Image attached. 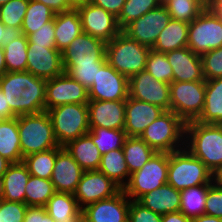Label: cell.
Instances as JSON below:
<instances>
[{
    "mask_svg": "<svg viewBox=\"0 0 222 222\" xmlns=\"http://www.w3.org/2000/svg\"><path fill=\"white\" fill-rule=\"evenodd\" d=\"M46 83L28 71L6 72L0 78V89L10 110L20 116L45 111Z\"/></svg>",
    "mask_w": 222,
    "mask_h": 222,
    "instance_id": "1",
    "label": "cell"
},
{
    "mask_svg": "<svg viewBox=\"0 0 222 222\" xmlns=\"http://www.w3.org/2000/svg\"><path fill=\"white\" fill-rule=\"evenodd\" d=\"M185 148L212 173L222 168V124L187 122Z\"/></svg>",
    "mask_w": 222,
    "mask_h": 222,
    "instance_id": "2",
    "label": "cell"
},
{
    "mask_svg": "<svg viewBox=\"0 0 222 222\" xmlns=\"http://www.w3.org/2000/svg\"><path fill=\"white\" fill-rule=\"evenodd\" d=\"M18 132L23 158L59 146L47 111L18 116Z\"/></svg>",
    "mask_w": 222,
    "mask_h": 222,
    "instance_id": "3",
    "label": "cell"
},
{
    "mask_svg": "<svg viewBox=\"0 0 222 222\" xmlns=\"http://www.w3.org/2000/svg\"><path fill=\"white\" fill-rule=\"evenodd\" d=\"M150 50L121 31L106 43V62L129 79L145 70Z\"/></svg>",
    "mask_w": 222,
    "mask_h": 222,
    "instance_id": "4",
    "label": "cell"
},
{
    "mask_svg": "<svg viewBox=\"0 0 222 222\" xmlns=\"http://www.w3.org/2000/svg\"><path fill=\"white\" fill-rule=\"evenodd\" d=\"M213 173L185 147L168 153V181L176 190L213 184Z\"/></svg>",
    "mask_w": 222,
    "mask_h": 222,
    "instance_id": "5",
    "label": "cell"
},
{
    "mask_svg": "<svg viewBox=\"0 0 222 222\" xmlns=\"http://www.w3.org/2000/svg\"><path fill=\"white\" fill-rule=\"evenodd\" d=\"M186 123L173 111H164L143 131V139L156 152L179 150L185 147Z\"/></svg>",
    "mask_w": 222,
    "mask_h": 222,
    "instance_id": "6",
    "label": "cell"
},
{
    "mask_svg": "<svg viewBox=\"0 0 222 222\" xmlns=\"http://www.w3.org/2000/svg\"><path fill=\"white\" fill-rule=\"evenodd\" d=\"M59 146L90 131L88 104H65L47 110Z\"/></svg>",
    "mask_w": 222,
    "mask_h": 222,
    "instance_id": "7",
    "label": "cell"
},
{
    "mask_svg": "<svg viewBox=\"0 0 222 222\" xmlns=\"http://www.w3.org/2000/svg\"><path fill=\"white\" fill-rule=\"evenodd\" d=\"M168 181V153L156 152L138 171L130 175L122 189L130 200H139L144 194L160 188Z\"/></svg>",
    "mask_w": 222,
    "mask_h": 222,
    "instance_id": "8",
    "label": "cell"
},
{
    "mask_svg": "<svg viewBox=\"0 0 222 222\" xmlns=\"http://www.w3.org/2000/svg\"><path fill=\"white\" fill-rule=\"evenodd\" d=\"M222 46V16L208 7L189 23L187 47L195 54Z\"/></svg>",
    "mask_w": 222,
    "mask_h": 222,
    "instance_id": "9",
    "label": "cell"
},
{
    "mask_svg": "<svg viewBox=\"0 0 222 222\" xmlns=\"http://www.w3.org/2000/svg\"><path fill=\"white\" fill-rule=\"evenodd\" d=\"M206 80L170 83V111L185 123L195 121L204 107Z\"/></svg>",
    "mask_w": 222,
    "mask_h": 222,
    "instance_id": "10",
    "label": "cell"
},
{
    "mask_svg": "<svg viewBox=\"0 0 222 222\" xmlns=\"http://www.w3.org/2000/svg\"><path fill=\"white\" fill-rule=\"evenodd\" d=\"M75 8L79 13L84 33L107 43L122 31L118 25L117 17L102 7L88 2Z\"/></svg>",
    "mask_w": 222,
    "mask_h": 222,
    "instance_id": "11",
    "label": "cell"
},
{
    "mask_svg": "<svg viewBox=\"0 0 222 222\" xmlns=\"http://www.w3.org/2000/svg\"><path fill=\"white\" fill-rule=\"evenodd\" d=\"M122 189L99 170L84 171L73 196L76 198L79 208L111 198Z\"/></svg>",
    "mask_w": 222,
    "mask_h": 222,
    "instance_id": "12",
    "label": "cell"
},
{
    "mask_svg": "<svg viewBox=\"0 0 222 222\" xmlns=\"http://www.w3.org/2000/svg\"><path fill=\"white\" fill-rule=\"evenodd\" d=\"M129 79L105 62L98 70L93 85L88 89L89 100L118 101L129 96Z\"/></svg>",
    "mask_w": 222,
    "mask_h": 222,
    "instance_id": "13",
    "label": "cell"
},
{
    "mask_svg": "<svg viewBox=\"0 0 222 222\" xmlns=\"http://www.w3.org/2000/svg\"><path fill=\"white\" fill-rule=\"evenodd\" d=\"M88 89L67 73L47 79L45 111L65 104L88 103Z\"/></svg>",
    "mask_w": 222,
    "mask_h": 222,
    "instance_id": "14",
    "label": "cell"
},
{
    "mask_svg": "<svg viewBox=\"0 0 222 222\" xmlns=\"http://www.w3.org/2000/svg\"><path fill=\"white\" fill-rule=\"evenodd\" d=\"M170 20L171 16L162 4L160 7L150 10L138 19L133 20L122 29V32L140 44L152 48L158 35Z\"/></svg>",
    "mask_w": 222,
    "mask_h": 222,
    "instance_id": "15",
    "label": "cell"
},
{
    "mask_svg": "<svg viewBox=\"0 0 222 222\" xmlns=\"http://www.w3.org/2000/svg\"><path fill=\"white\" fill-rule=\"evenodd\" d=\"M129 97L170 111V84L156 80L146 70L129 78Z\"/></svg>",
    "mask_w": 222,
    "mask_h": 222,
    "instance_id": "16",
    "label": "cell"
},
{
    "mask_svg": "<svg viewBox=\"0 0 222 222\" xmlns=\"http://www.w3.org/2000/svg\"><path fill=\"white\" fill-rule=\"evenodd\" d=\"M63 65L106 62V43L82 32L61 52Z\"/></svg>",
    "mask_w": 222,
    "mask_h": 222,
    "instance_id": "17",
    "label": "cell"
},
{
    "mask_svg": "<svg viewBox=\"0 0 222 222\" xmlns=\"http://www.w3.org/2000/svg\"><path fill=\"white\" fill-rule=\"evenodd\" d=\"M26 71L36 77L52 79L64 73L61 51L28 44Z\"/></svg>",
    "mask_w": 222,
    "mask_h": 222,
    "instance_id": "18",
    "label": "cell"
},
{
    "mask_svg": "<svg viewBox=\"0 0 222 222\" xmlns=\"http://www.w3.org/2000/svg\"><path fill=\"white\" fill-rule=\"evenodd\" d=\"M130 199L121 190L115 196L100 200L82 209L84 222H125Z\"/></svg>",
    "mask_w": 222,
    "mask_h": 222,
    "instance_id": "19",
    "label": "cell"
},
{
    "mask_svg": "<svg viewBox=\"0 0 222 222\" xmlns=\"http://www.w3.org/2000/svg\"><path fill=\"white\" fill-rule=\"evenodd\" d=\"M165 110L161 107L129 97L125 100V127L129 137H140L143 131Z\"/></svg>",
    "mask_w": 222,
    "mask_h": 222,
    "instance_id": "20",
    "label": "cell"
},
{
    "mask_svg": "<svg viewBox=\"0 0 222 222\" xmlns=\"http://www.w3.org/2000/svg\"><path fill=\"white\" fill-rule=\"evenodd\" d=\"M87 104L90 128L124 129L125 100H89Z\"/></svg>",
    "mask_w": 222,
    "mask_h": 222,
    "instance_id": "21",
    "label": "cell"
},
{
    "mask_svg": "<svg viewBox=\"0 0 222 222\" xmlns=\"http://www.w3.org/2000/svg\"><path fill=\"white\" fill-rule=\"evenodd\" d=\"M84 170L64 147H57L56 161L51 181L56 192L71 193L76 190Z\"/></svg>",
    "mask_w": 222,
    "mask_h": 222,
    "instance_id": "22",
    "label": "cell"
},
{
    "mask_svg": "<svg viewBox=\"0 0 222 222\" xmlns=\"http://www.w3.org/2000/svg\"><path fill=\"white\" fill-rule=\"evenodd\" d=\"M165 54L172 66L173 81L205 80L201 56L195 54L187 46Z\"/></svg>",
    "mask_w": 222,
    "mask_h": 222,
    "instance_id": "23",
    "label": "cell"
},
{
    "mask_svg": "<svg viewBox=\"0 0 222 222\" xmlns=\"http://www.w3.org/2000/svg\"><path fill=\"white\" fill-rule=\"evenodd\" d=\"M30 173L21 163H12L0 181V198L10 202L25 203V186Z\"/></svg>",
    "mask_w": 222,
    "mask_h": 222,
    "instance_id": "24",
    "label": "cell"
},
{
    "mask_svg": "<svg viewBox=\"0 0 222 222\" xmlns=\"http://www.w3.org/2000/svg\"><path fill=\"white\" fill-rule=\"evenodd\" d=\"M44 208L55 222H84L83 211L71 193L56 192Z\"/></svg>",
    "mask_w": 222,
    "mask_h": 222,
    "instance_id": "25",
    "label": "cell"
},
{
    "mask_svg": "<svg viewBox=\"0 0 222 222\" xmlns=\"http://www.w3.org/2000/svg\"><path fill=\"white\" fill-rule=\"evenodd\" d=\"M147 209L161 215L180 210V191L166 183L144 194L139 200Z\"/></svg>",
    "mask_w": 222,
    "mask_h": 222,
    "instance_id": "26",
    "label": "cell"
},
{
    "mask_svg": "<svg viewBox=\"0 0 222 222\" xmlns=\"http://www.w3.org/2000/svg\"><path fill=\"white\" fill-rule=\"evenodd\" d=\"M54 26L55 46L61 52L83 32L81 19L76 8L55 14Z\"/></svg>",
    "mask_w": 222,
    "mask_h": 222,
    "instance_id": "27",
    "label": "cell"
},
{
    "mask_svg": "<svg viewBox=\"0 0 222 222\" xmlns=\"http://www.w3.org/2000/svg\"><path fill=\"white\" fill-rule=\"evenodd\" d=\"M84 170H98L102 154L88 134L68 142L63 146Z\"/></svg>",
    "mask_w": 222,
    "mask_h": 222,
    "instance_id": "28",
    "label": "cell"
},
{
    "mask_svg": "<svg viewBox=\"0 0 222 222\" xmlns=\"http://www.w3.org/2000/svg\"><path fill=\"white\" fill-rule=\"evenodd\" d=\"M195 121L203 124H222V78L206 80L204 107Z\"/></svg>",
    "mask_w": 222,
    "mask_h": 222,
    "instance_id": "29",
    "label": "cell"
},
{
    "mask_svg": "<svg viewBox=\"0 0 222 222\" xmlns=\"http://www.w3.org/2000/svg\"><path fill=\"white\" fill-rule=\"evenodd\" d=\"M189 24L171 19L167 26L160 32L151 48L154 51L168 53L172 50L187 46Z\"/></svg>",
    "mask_w": 222,
    "mask_h": 222,
    "instance_id": "30",
    "label": "cell"
},
{
    "mask_svg": "<svg viewBox=\"0 0 222 222\" xmlns=\"http://www.w3.org/2000/svg\"><path fill=\"white\" fill-rule=\"evenodd\" d=\"M0 155L11 163L23 161L18 132V116L0 121Z\"/></svg>",
    "mask_w": 222,
    "mask_h": 222,
    "instance_id": "31",
    "label": "cell"
},
{
    "mask_svg": "<svg viewBox=\"0 0 222 222\" xmlns=\"http://www.w3.org/2000/svg\"><path fill=\"white\" fill-rule=\"evenodd\" d=\"M99 171L123 189L129 181L130 173L122 148L111 150L101 156Z\"/></svg>",
    "mask_w": 222,
    "mask_h": 222,
    "instance_id": "32",
    "label": "cell"
},
{
    "mask_svg": "<svg viewBox=\"0 0 222 222\" xmlns=\"http://www.w3.org/2000/svg\"><path fill=\"white\" fill-rule=\"evenodd\" d=\"M122 150L130 174L140 170L156 153L140 137L129 136L125 139Z\"/></svg>",
    "mask_w": 222,
    "mask_h": 222,
    "instance_id": "33",
    "label": "cell"
},
{
    "mask_svg": "<svg viewBox=\"0 0 222 222\" xmlns=\"http://www.w3.org/2000/svg\"><path fill=\"white\" fill-rule=\"evenodd\" d=\"M212 184L192 186L180 191V212L188 218L205 214L208 189Z\"/></svg>",
    "mask_w": 222,
    "mask_h": 222,
    "instance_id": "34",
    "label": "cell"
},
{
    "mask_svg": "<svg viewBox=\"0 0 222 222\" xmlns=\"http://www.w3.org/2000/svg\"><path fill=\"white\" fill-rule=\"evenodd\" d=\"M55 12L41 2L29 0V5L23 18L21 32L28 36L39 30L43 24L50 22Z\"/></svg>",
    "mask_w": 222,
    "mask_h": 222,
    "instance_id": "35",
    "label": "cell"
},
{
    "mask_svg": "<svg viewBox=\"0 0 222 222\" xmlns=\"http://www.w3.org/2000/svg\"><path fill=\"white\" fill-rule=\"evenodd\" d=\"M55 193L56 190L50 179L30 175L25 186V204L27 206L44 207Z\"/></svg>",
    "mask_w": 222,
    "mask_h": 222,
    "instance_id": "36",
    "label": "cell"
},
{
    "mask_svg": "<svg viewBox=\"0 0 222 222\" xmlns=\"http://www.w3.org/2000/svg\"><path fill=\"white\" fill-rule=\"evenodd\" d=\"M57 148L33 153L23 158V164L27 167L30 175L51 179L54 164L56 161Z\"/></svg>",
    "mask_w": 222,
    "mask_h": 222,
    "instance_id": "37",
    "label": "cell"
},
{
    "mask_svg": "<svg viewBox=\"0 0 222 222\" xmlns=\"http://www.w3.org/2000/svg\"><path fill=\"white\" fill-rule=\"evenodd\" d=\"M7 72L26 71L27 68V36L22 34L12 42L3 46Z\"/></svg>",
    "mask_w": 222,
    "mask_h": 222,
    "instance_id": "38",
    "label": "cell"
},
{
    "mask_svg": "<svg viewBox=\"0 0 222 222\" xmlns=\"http://www.w3.org/2000/svg\"><path fill=\"white\" fill-rule=\"evenodd\" d=\"M87 134L102 155L111 150L122 148L127 138L124 129L90 128Z\"/></svg>",
    "mask_w": 222,
    "mask_h": 222,
    "instance_id": "39",
    "label": "cell"
},
{
    "mask_svg": "<svg viewBox=\"0 0 222 222\" xmlns=\"http://www.w3.org/2000/svg\"><path fill=\"white\" fill-rule=\"evenodd\" d=\"M171 19L190 23L197 18L207 7L199 0H165Z\"/></svg>",
    "mask_w": 222,
    "mask_h": 222,
    "instance_id": "40",
    "label": "cell"
},
{
    "mask_svg": "<svg viewBox=\"0 0 222 222\" xmlns=\"http://www.w3.org/2000/svg\"><path fill=\"white\" fill-rule=\"evenodd\" d=\"M163 4L162 0H126L122 11L117 17L121 29L138 19L148 11L156 9Z\"/></svg>",
    "mask_w": 222,
    "mask_h": 222,
    "instance_id": "41",
    "label": "cell"
},
{
    "mask_svg": "<svg viewBox=\"0 0 222 222\" xmlns=\"http://www.w3.org/2000/svg\"><path fill=\"white\" fill-rule=\"evenodd\" d=\"M145 70L156 80L170 84L173 82L172 66L165 53L150 50L145 65Z\"/></svg>",
    "mask_w": 222,
    "mask_h": 222,
    "instance_id": "42",
    "label": "cell"
},
{
    "mask_svg": "<svg viewBox=\"0 0 222 222\" xmlns=\"http://www.w3.org/2000/svg\"><path fill=\"white\" fill-rule=\"evenodd\" d=\"M29 0H9L0 5V21L8 27L21 29Z\"/></svg>",
    "mask_w": 222,
    "mask_h": 222,
    "instance_id": "43",
    "label": "cell"
},
{
    "mask_svg": "<svg viewBox=\"0 0 222 222\" xmlns=\"http://www.w3.org/2000/svg\"><path fill=\"white\" fill-rule=\"evenodd\" d=\"M104 63L63 65L64 73L89 89L96 79L97 70Z\"/></svg>",
    "mask_w": 222,
    "mask_h": 222,
    "instance_id": "44",
    "label": "cell"
},
{
    "mask_svg": "<svg viewBox=\"0 0 222 222\" xmlns=\"http://www.w3.org/2000/svg\"><path fill=\"white\" fill-rule=\"evenodd\" d=\"M205 80L222 78V46L201 56Z\"/></svg>",
    "mask_w": 222,
    "mask_h": 222,
    "instance_id": "45",
    "label": "cell"
},
{
    "mask_svg": "<svg viewBox=\"0 0 222 222\" xmlns=\"http://www.w3.org/2000/svg\"><path fill=\"white\" fill-rule=\"evenodd\" d=\"M27 205L0 198V222H24Z\"/></svg>",
    "mask_w": 222,
    "mask_h": 222,
    "instance_id": "46",
    "label": "cell"
},
{
    "mask_svg": "<svg viewBox=\"0 0 222 222\" xmlns=\"http://www.w3.org/2000/svg\"><path fill=\"white\" fill-rule=\"evenodd\" d=\"M162 215L147 209L138 200H130L128 210L129 222H161Z\"/></svg>",
    "mask_w": 222,
    "mask_h": 222,
    "instance_id": "47",
    "label": "cell"
},
{
    "mask_svg": "<svg viewBox=\"0 0 222 222\" xmlns=\"http://www.w3.org/2000/svg\"><path fill=\"white\" fill-rule=\"evenodd\" d=\"M54 32V19H52L50 22L43 24L39 30L27 36L28 44H37L47 48H56Z\"/></svg>",
    "mask_w": 222,
    "mask_h": 222,
    "instance_id": "48",
    "label": "cell"
},
{
    "mask_svg": "<svg viewBox=\"0 0 222 222\" xmlns=\"http://www.w3.org/2000/svg\"><path fill=\"white\" fill-rule=\"evenodd\" d=\"M205 214L222 219V190L215 184L208 189Z\"/></svg>",
    "mask_w": 222,
    "mask_h": 222,
    "instance_id": "49",
    "label": "cell"
},
{
    "mask_svg": "<svg viewBox=\"0 0 222 222\" xmlns=\"http://www.w3.org/2000/svg\"><path fill=\"white\" fill-rule=\"evenodd\" d=\"M24 222H55L52 217H50L44 207L28 206Z\"/></svg>",
    "mask_w": 222,
    "mask_h": 222,
    "instance_id": "50",
    "label": "cell"
},
{
    "mask_svg": "<svg viewBox=\"0 0 222 222\" xmlns=\"http://www.w3.org/2000/svg\"><path fill=\"white\" fill-rule=\"evenodd\" d=\"M125 2L126 0H90V3L102 7L105 11L114 14L116 17L121 13Z\"/></svg>",
    "mask_w": 222,
    "mask_h": 222,
    "instance_id": "51",
    "label": "cell"
},
{
    "mask_svg": "<svg viewBox=\"0 0 222 222\" xmlns=\"http://www.w3.org/2000/svg\"><path fill=\"white\" fill-rule=\"evenodd\" d=\"M21 35V29L5 26L0 21V46L3 47L4 45L12 42Z\"/></svg>",
    "mask_w": 222,
    "mask_h": 222,
    "instance_id": "52",
    "label": "cell"
},
{
    "mask_svg": "<svg viewBox=\"0 0 222 222\" xmlns=\"http://www.w3.org/2000/svg\"><path fill=\"white\" fill-rule=\"evenodd\" d=\"M43 3L44 5L51 8L55 14L66 12L74 7L69 3L68 0H34Z\"/></svg>",
    "mask_w": 222,
    "mask_h": 222,
    "instance_id": "53",
    "label": "cell"
},
{
    "mask_svg": "<svg viewBox=\"0 0 222 222\" xmlns=\"http://www.w3.org/2000/svg\"><path fill=\"white\" fill-rule=\"evenodd\" d=\"M17 117L9 107L3 91L0 89V121Z\"/></svg>",
    "mask_w": 222,
    "mask_h": 222,
    "instance_id": "54",
    "label": "cell"
},
{
    "mask_svg": "<svg viewBox=\"0 0 222 222\" xmlns=\"http://www.w3.org/2000/svg\"><path fill=\"white\" fill-rule=\"evenodd\" d=\"M161 222H190V218L178 211L163 214Z\"/></svg>",
    "mask_w": 222,
    "mask_h": 222,
    "instance_id": "55",
    "label": "cell"
},
{
    "mask_svg": "<svg viewBox=\"0 0 222 222\" xmlns=\"http://www.w3.org/2000/svg\"><path fill=\"white\" fill-rule=\"evenodd\" d=\"M190 222H222L221 218L203 214L199 217L191 218Z\"/></svg>",
    "mask_w": 222,
    "mask_h": 222,
    "instance_id": "56",
    "label": "cell"
},
{
    "mask_svg": "<svg viewBox=\"0 0 222 222\" xmlns=\"http://www.w3.org/2000/svg\"><path fill=\"white\" fill-rule=\"evenodd\" d=\"M213 184L222 190V168L216 170L212 176Z\"/></svg>",
    "mask_w": 222,
    "mask_h": 222,
    "instance_id": "57",
    "label": "cell"
},
{
    "mask_svg": "<svg viewBox=\"0 0 222 222\" xmlns=\"http://www.w3.org/2000/svg\"><path fill=\"white\" fill-rule=\"evenodd\" d=\"M11 164L10 161L0 155V181Z\"/></svg>",
    "mask_w": 222,
    "mask_h": 222,
    "instance_id": "58",
    "label": "cell"
},
{
    "mask_svg": "<svg viewBox=\"0 0 222 222\" xmlns=\"http://www.w3.org/2000/svg\"><path fill=\"white\" fill-rule=\"evenodd\" d=\"M7 72L4 59V48L0 46V78Z\"/></svg>",
    "mask_w": 222,
    "mask_h": 222,
    "instance_id": "59",
    "label": "cell"
},
{
    "mask_svg": "<svg viewBox=\"0 0 222 222\" xmlns=\"http://www.w3.org/2000/svg\"><path fill=\"white\" fill-rule=\"evenodd\" d=\"M208 8L219 13L222 10V0H213Z\"/></svg>",
    "mask_w": 222,
    "mask_h": 222,
    "instance_id": "60",
    "label": "cell"
},
{
    "mask_svg": "<svg viewBox=\"0 0 222 222\" xmlns=\"http://www.w3.org/2000/svg\"><path fill=\"white\" fill-rule=\"evenodd\" d=\"M68 1L74 8L78 5L90 2V0H68Z\"/></svg>",
    "mask_w": 222,
    "mask_h": 222,
    "instance_id": "61",
    "label": "cell"
},
{
    "mask_svg": "<svg viewBox=\"0 0 222 222\" xmlns=\"http://www.w3.org/2000/svg\"><path fill=\"white\" fill-rule=\"evenodd\" d=\"M206 7H209L213 0H199Z\"/></svg>",
    "mask_w": 222,
    "mask_h": 222,
    "instance_id": "62",
    "label": "cell"
},
{
    "mask_svg": "<svg viewBox=\"0 0 222 222\" xmlns=\"http://www.w3.org/2000/svg\"><path fill=\"white\" fill-rule=\"evenodd\" d=\"M9 0H0V5L7 3Z\"/></svg>",
    "mask_w": 222,
    "mask_h": 222,
    "instance_id": "63",
    "label": "cell"
}]
</instances>
